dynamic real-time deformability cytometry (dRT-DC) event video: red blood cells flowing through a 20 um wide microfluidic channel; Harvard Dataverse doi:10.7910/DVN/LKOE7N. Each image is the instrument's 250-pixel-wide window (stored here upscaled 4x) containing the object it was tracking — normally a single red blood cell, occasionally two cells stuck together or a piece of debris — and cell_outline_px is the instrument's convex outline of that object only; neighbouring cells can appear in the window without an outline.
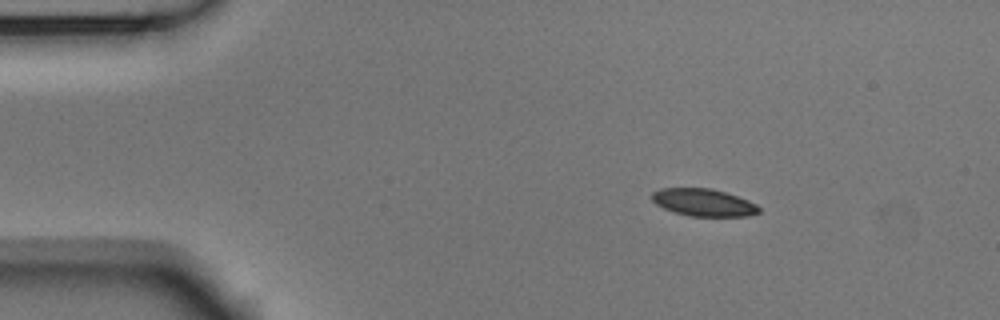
{"species": "Egyptian fruit bat (a non-hibernating species)", "species_latin": "Rousettus aegyptiacus", "temperature_condition": "room temperature", "stored_images_in_passage": 46, "camera_frame_rate_fps": 3000, "um_per_image_px": 0.085, "animal": {"sex": "male"}, "frame": {"image": 1, "passage_image": 1, "time_ms": 0.0, "image_size_px": [1000, 320], "cell_outline_px": [[760, 212], [748, 216], [688, 216], [664, 208], [656, 204], [652, 200], [652, 192], [660, 188], [712, 188], [748, 200], [756, 204], [760, 208]], "centroid_in_image_um": [59.8, 17.21], "position_along_channel_um": 25.2, "area_um2": 16.99}}
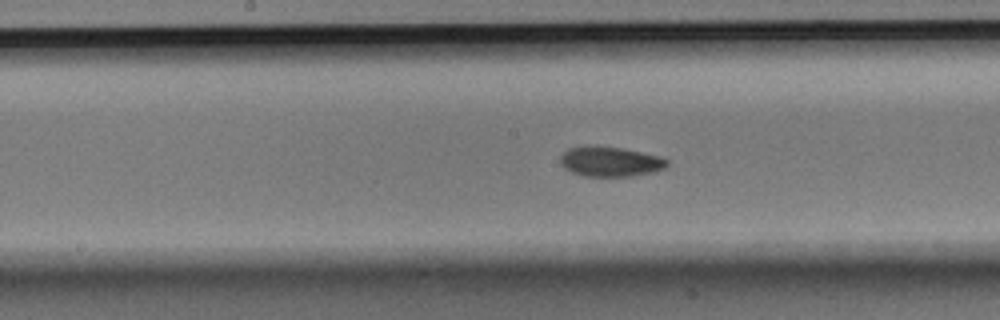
{"frame": {"image": 2, "passage_image": 20, "time_ms": 6.333, "image_size_px": [1000, 320], "cell_outline_px": [[668, 164], [664, 168], [656, 172], [632, 176], [584, 176], [572, 172], [564, 168], [560, 164], [560, 156], [568, 148], [596, 144], [624, 148], [660, 156], [668, 160]], "centroid_in_image_um": [51.87, 13.72], "position_along_channel_um": 196.3, "area_um2": 19.02}}
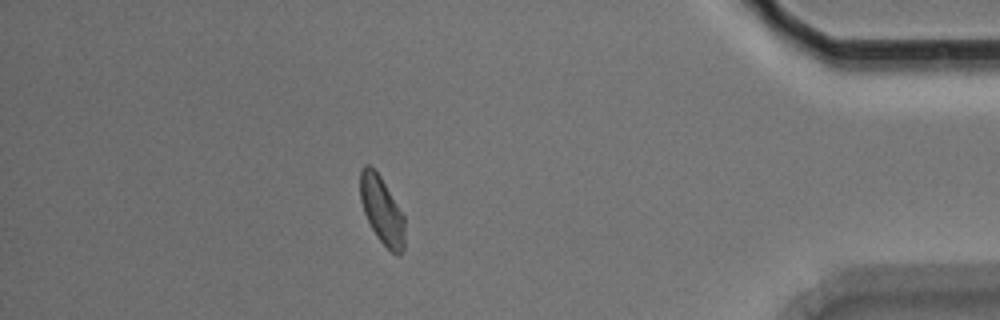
{"frame": {"image": 3, "passage_image": 40, "time_ms": 13.0, "image_size_px": [1000, 320], "cell_outline_px": [[404, 248], [400, 252], [392, 252], [376, 236], [364, 212], [360, 200], [360, 172], [364, 164], [368, 164], [380, 176], [404, 216]], "centroid_in_image_um": [32.44, 17.84], "position_along_channel_um": 402.8, "area_um2": 17.05}, "authors_computed_cell_mechanics": {"area_um2": 18.2359, "velocity_mm_per_s": 3.7324, "shape_relaxation_time_tau1_ms": 3.1962, "shape_relaxation_time_tau2_ms": 3.3678, "deformation_change_tau1": 0.0817, "deformation_change_tau2": 0.0664}}